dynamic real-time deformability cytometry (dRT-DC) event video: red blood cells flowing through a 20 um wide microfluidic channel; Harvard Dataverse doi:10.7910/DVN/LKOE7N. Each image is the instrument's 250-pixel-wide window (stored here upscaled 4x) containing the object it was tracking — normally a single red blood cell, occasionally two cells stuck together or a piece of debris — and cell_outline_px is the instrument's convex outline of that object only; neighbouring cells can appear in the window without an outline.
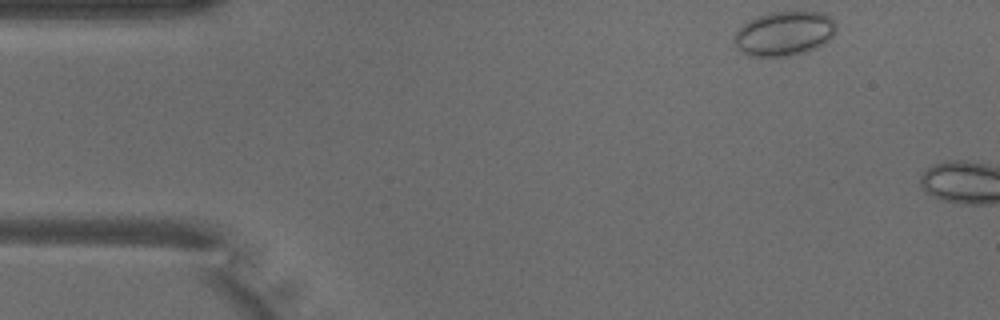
{"species": "common noctule bat (a hibernating species)", "species_latin": "Nyctalus noctula", "temperature_condition": "warm", "stored_images_in_passage": 3, "camera_frame_rate_fps": 3000, "um_per_image_px": 0.085, "animal": {"sex": "male", "body_mass_g": 18.8}, "frame": {"image": 1, "passage_image": 1, "time_ms": 0.0, "image_size_px": [1000, 320], "cell_outline_px": [[836, 32], [828, 40], [816, 48], [792, 56], [748, 56], [736, 48], [736, 28], [748, 20], [756, 16], [772, 12], [824, 12], [836, 24]], "centroid_in_image_um": [66.65, 2.85], "position_along_channel_um": 18.4, "area_um2": 26.41}}